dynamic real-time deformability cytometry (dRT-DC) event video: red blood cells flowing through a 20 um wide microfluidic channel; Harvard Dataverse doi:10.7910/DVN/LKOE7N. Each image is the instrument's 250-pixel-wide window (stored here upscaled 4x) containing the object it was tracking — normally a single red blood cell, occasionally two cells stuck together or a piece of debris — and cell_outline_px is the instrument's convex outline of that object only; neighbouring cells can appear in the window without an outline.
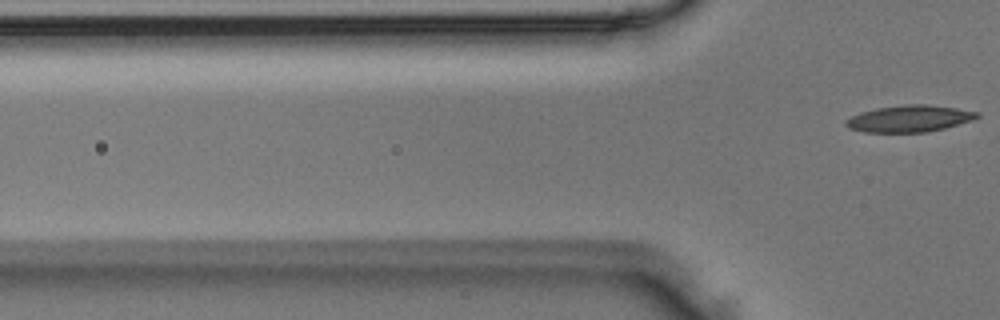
{"species": "Egyptian fruit bat (a non-hibernating species)", "species_latin": "Rousettus aegyptiacus", "temperature_condition": "room temperature", "stored_images_in_passage": 2, "camera_frame_rate_fps": 3000, "um_per_image_px": 0.085, "animal": {"sex": "male"}, "frame": {"image": 1, "passage_image": 2, "time_ms": 0.333, "image_size_px": [1000, 320], "cell_outline_px": [[980, 116], [972, 120], [944, 128], [924, 132], [864, 132], [848, 128], [844, 124], [844, 120], [860, 112], [876, 108], [908, 104], [924, 104], [956, 108], [980, 112]], "centroid_in_image_um": [77.27, 10.08], "position_along_channel_um": 48.5, "area_um2": 20.35}}